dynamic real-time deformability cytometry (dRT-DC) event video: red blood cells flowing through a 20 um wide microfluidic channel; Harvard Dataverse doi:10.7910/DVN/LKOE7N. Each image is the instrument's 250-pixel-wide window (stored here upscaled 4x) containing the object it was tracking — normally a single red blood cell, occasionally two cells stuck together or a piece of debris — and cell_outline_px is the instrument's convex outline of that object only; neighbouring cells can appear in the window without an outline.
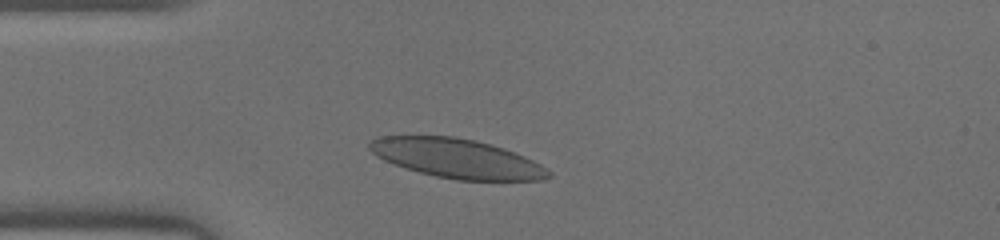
{"species": "human", "species_latin": "Homo sapiens", "temperature_condition": "warm", "stored_images_in_passage": 40, "camera_frame_rate_fps": 3000, "um_per_image_px": 0.085, "donor": {"sex": "male"}, "frame": {"image": 1, "passage_image": 6, "time_ms": 1.667, "image_size_px": [1000, 240], "cell_outline_px": [[552, 176], [544, 180], [456, 180], [436, 176], [420, 172], [384, 160], [376, 156], [368, 148], [368, 144], [372, 140], [380, 136], [456, 136], [476, 140], [492, 144], [504, 148], [524, 156], [548, 168], [552, 172]], "centroid_in_image_um": [38.88, 13.46], "position_along_channel_um": 46.1, "area_um2": 40.92}}
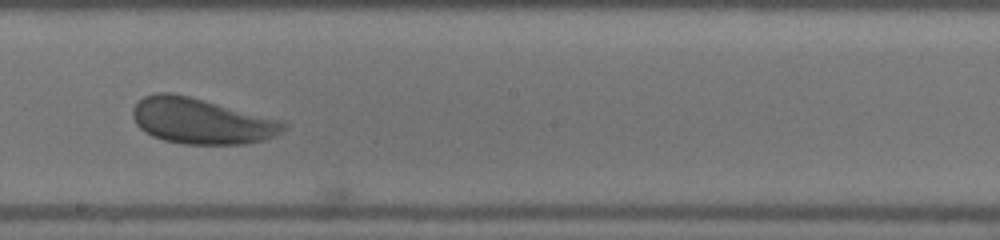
{"frame": {"image": 2, "passage_image": 20, "time_ms": 6.333, "image_size_px": [1000, 240], "cell_outline_px": [[288, 128], [276, 136], [264, 140], [244, 144], [184, 144], [164, 140], [152, 136], [144, 132], [136, 124], [132, 116], [132, 108], [144, 96], [156, 92], [172, 92], [288, 120]], "centroid_in_image_um": [17.2, 10.28], "position_along_channel_um": 231.0, "area_um2": 40.98}}
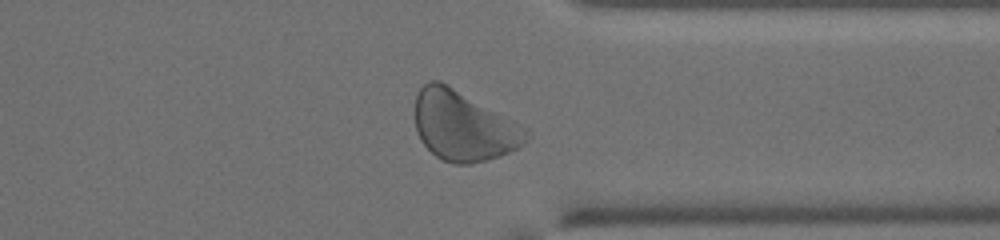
{"frame": {"image": 3, "passage_image": 30, "time_ms": 9.667, "image_size_px": [1000, 240], "cell_outline_px": [[528, 140], [524, 144], [500, 156], [488, 160], [468, 164], [452, 164], [436, 156], [420, 140], [416, 128], [416, 96], [420, 88], [428, 80], [440, 80], [500, 116], [528, 136]], "centroid_in_image_um": [39.26, 10.74], "position_along_channel_um": 372.1, "area_um2": 43.23}}